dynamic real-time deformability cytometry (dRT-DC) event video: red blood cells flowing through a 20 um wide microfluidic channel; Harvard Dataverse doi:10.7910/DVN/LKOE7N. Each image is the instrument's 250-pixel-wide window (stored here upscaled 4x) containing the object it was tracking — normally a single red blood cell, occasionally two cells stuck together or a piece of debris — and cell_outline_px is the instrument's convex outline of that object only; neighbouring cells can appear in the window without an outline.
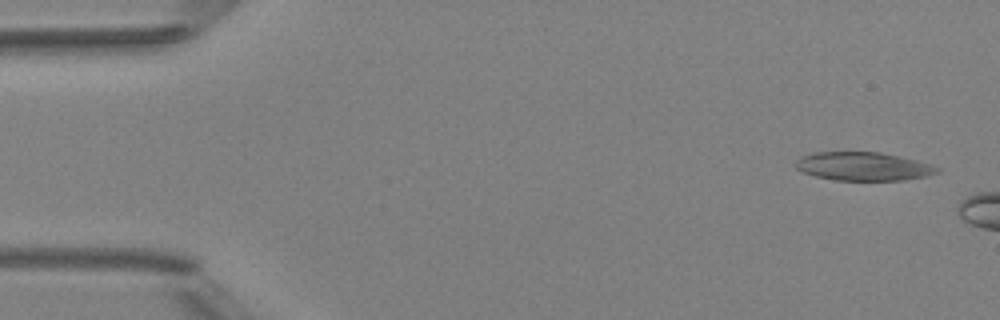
{"species": "Egyptian fruit bat (a non-hibernating species)", "species_latin": "Rousettus aegyptiacus", "temperature_condition": "room temperature", "stored_images_in_passage": 3, "camera_frame_rate_fps": 3000, "um_per_image_px": 0.085, "animal": {"sex": "female"}, "frame": {"image": 1, "passage_image": 1, "time_ms": 0.0, "image_size_px": [1000, 320], "cell_outline_px": [[940, 172], [924, 176], [904, 180], [836, 180], [816, 176], [804, 172], [796, 168], [796, 160], [812, 152], [880, 152], [900, 156], [916, 160], [940, 168]], "centroid_in_image_um": [73.38, 14.14], "position_along_channel_um": 11.6, "area_um2": 23.24}}